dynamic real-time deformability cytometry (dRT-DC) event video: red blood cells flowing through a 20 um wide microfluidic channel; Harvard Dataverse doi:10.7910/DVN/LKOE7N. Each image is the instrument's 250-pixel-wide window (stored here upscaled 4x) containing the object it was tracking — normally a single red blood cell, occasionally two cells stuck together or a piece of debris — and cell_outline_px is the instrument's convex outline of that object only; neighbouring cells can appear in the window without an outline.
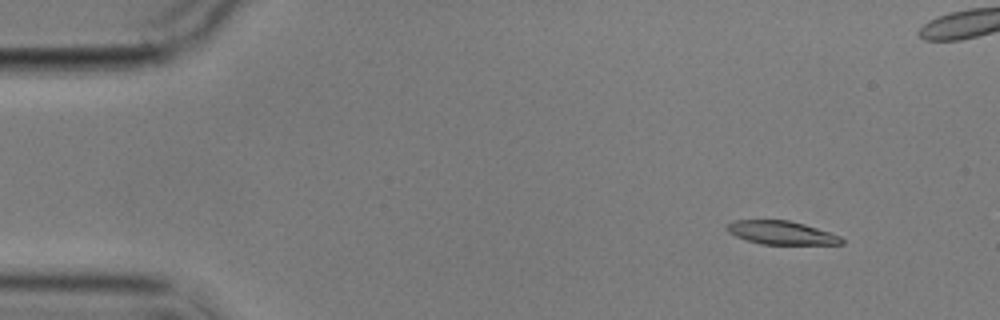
{"species": "common noctule bat (a hibernating species)", "species_latin": "Nyctalus noctula", "temperature_condition": "cold", "stored_images_in_passage": 7, "camera_frame_rate_fps": 3000, "um_per_image_px": 0.085, "animal": {"sex": "male", "body_mass_g": 17.9}, "frame": {"image": 1, "passage_image": 1, "time_ms": 0.0, "image_size_px": [1000, 320], "cell_outline_px": [[844, 244], [760, 244], [736, 236], [728, 232], [724, 228], [728, 224], [736, 220], [788, 220], [804, 224], [840, 236], [844, 240]], "centroid_in_image_um": [66.4, 19.78], "position_along_channel_um": 18.6, "area_um2": 15.49}}
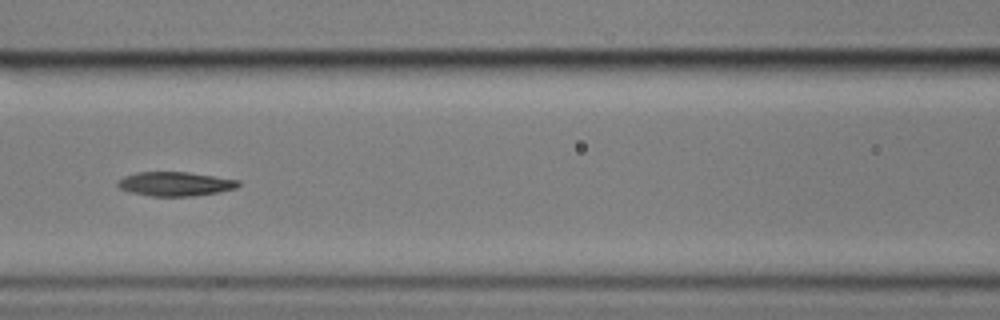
{"frame": {"image": 2, "passage_image": 4, "time_ms": 6.333, "image_size_px": [1000, 320], "cell_outline_px": [[240, 184], [236, 188], [216, 192], [192, 196], [148, 196], [128, 192], [120, 188], [116, 184], [116, 180], [124, 176], [136, 172], [188, 172], [240, 180]], "centroid_in_image_um": [14.83, 15.63], "position_along_channel_um": 151.8, "area_um2": 17.05}}
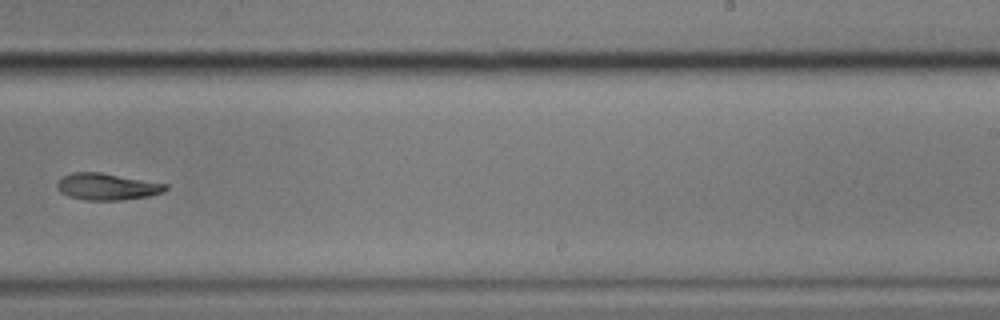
{"frame": {"image": 3, "passage_image": 7, "time_ms": 10.0, "image_size_px": [1000, 320], "cell_outline_px": [[168, 188], [164, 192], [148, 196], [120, 200], [84, 200], [68, 196], [60, 192], [56, 188], [56, 184], [64, 176], [72, 172], [100, 172], [168, 184]], "centroid_in_image_um": [9.09, 15.86], "position_along_channel_um": 279.9, "area_um2": 16.88}}